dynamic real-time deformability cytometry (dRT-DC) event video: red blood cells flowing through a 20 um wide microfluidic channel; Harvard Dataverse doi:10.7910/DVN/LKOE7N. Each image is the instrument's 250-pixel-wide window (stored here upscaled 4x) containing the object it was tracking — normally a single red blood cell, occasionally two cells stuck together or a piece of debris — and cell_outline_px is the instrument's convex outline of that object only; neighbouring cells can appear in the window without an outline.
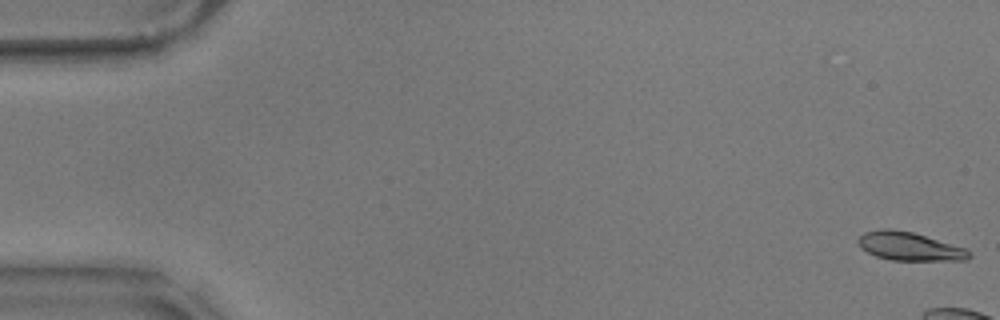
{"species": "common noctule bat (a hibernating species)", "species_latin": "Nyctalus noctula", "temperature_condition": "warm", "stored_images_in_passage": 9, "camera_frame_rate_fps": 3000, "um_per_image_px": 0.085, "animal": {"sex": "male", "body_mass_g": 17.9}, "frame": {"image": 1, "passage_image": 1, "time_ms": 0.0, "image_size_px": [1000, 320], "cell_outline_px": [[972, 256], [968, 260], [892, 260], [876, 256], [860, 248], [856, 244], [856, 240], [864, 232], [880, 228], [888, 228], [912, 232], [964, 248], [972, 252]], "centroid_in_image_um": [77.26, 20.94], "position_along_channel_um": 7.7, "area_um2": 18.38}}